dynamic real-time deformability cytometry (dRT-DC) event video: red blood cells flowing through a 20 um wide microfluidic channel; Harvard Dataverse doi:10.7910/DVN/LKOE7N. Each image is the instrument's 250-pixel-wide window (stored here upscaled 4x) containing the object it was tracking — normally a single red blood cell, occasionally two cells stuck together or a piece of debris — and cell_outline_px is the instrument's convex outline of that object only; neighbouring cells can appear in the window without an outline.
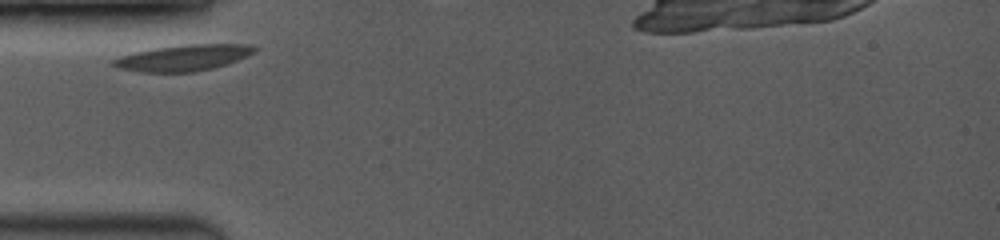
{"species": "common noctule bat (a hibernating species)", "species_latin": "Nyctalus noctula", "temperature_condition": "room temperature", "stored_images_in_passage": 3, "camera_frame_rate_fps": 3500, "um_per_image_px": 0.085, "animal": {"sex": "female", "body_mass_g": 19.0, "forearm_length_mm": 53.3}, "frame": {"image": 1, "passage_image": 1, "time_ms": 0.0, "image_size_px": [1000, 240], "cell_outline_px": [[260, 48], [256, 52], [228, 64], [196, 72], [140, 72], [116, 68], [112, 64], [112, 60], [120, 56], [136, 52], [156, 48], [184, 44], [252, 44]], "centroid_in_image_um": [15.63, 4.91], "position_along_channel_um": 69.4, "area_um2": 21.68}}